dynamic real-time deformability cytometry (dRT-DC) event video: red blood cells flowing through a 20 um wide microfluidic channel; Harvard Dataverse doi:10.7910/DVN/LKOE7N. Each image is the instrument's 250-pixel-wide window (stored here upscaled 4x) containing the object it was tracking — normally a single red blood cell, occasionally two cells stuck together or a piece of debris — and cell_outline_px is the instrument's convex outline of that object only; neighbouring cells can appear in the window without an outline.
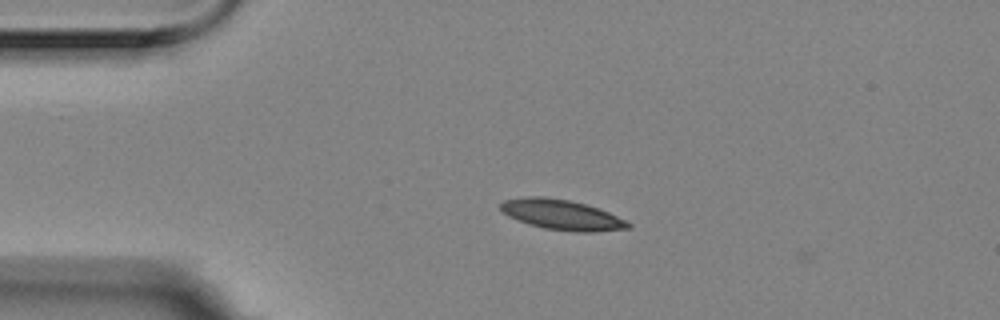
{"species": "Egyptian fruit bat (a non-hibernating species)", "species_latin": "Rousettus aegyptiacus", "temperature_condition": "room temperature", "stored_images_in_passage": 5, "camera_frame_rate_fps": 3000, "um_per_image_px": 0.085, "animal": {"sex": "female"}, "frame": {"image": 1, "passage_image": 3, "time_ms": 0.667, "image_size_px": [1000, 320], "cell_outline_px": [[632, 228], [596, 232], [576, 232], [544, 228], [528, 224], [508, 216], [500, 208], [500, 204], [504, 200], [524, 196], [544, 196], [568, 200], [600, 208], [632, 224]], "centroid_in_image_um": [47.75, 18.25], "position_along_channel_um": 37.2, "area_um2": 22.48}}